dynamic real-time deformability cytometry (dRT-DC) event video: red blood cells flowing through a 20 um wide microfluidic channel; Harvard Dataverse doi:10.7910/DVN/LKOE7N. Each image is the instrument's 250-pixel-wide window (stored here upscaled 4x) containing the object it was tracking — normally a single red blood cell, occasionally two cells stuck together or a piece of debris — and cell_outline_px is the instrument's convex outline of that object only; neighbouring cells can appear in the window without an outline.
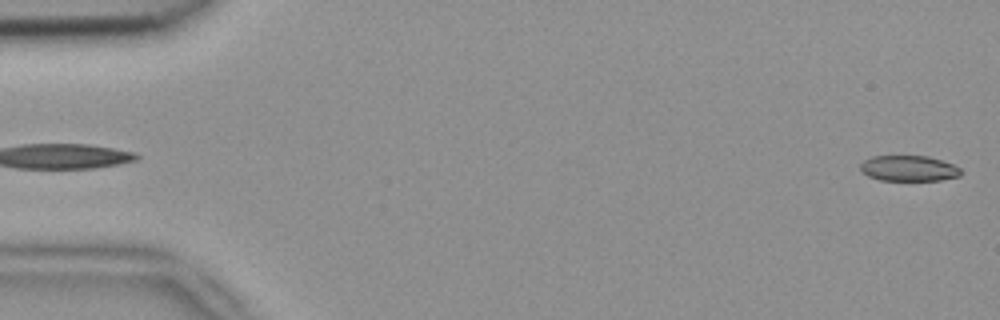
{"species": "common noctule bat (a hibernating species)", "species_latin": "Nyctalus noctula", "temperature_condition": "room temperature", "stored_images_in_passage": 5, "segment_of_instrument_passage": [2, 2], "camera_frame_rate_fps": 3000, "um_per_image_px": 0.085, "animal": {"sex": "female", "body_mass_g": 18.4}, "frame": {"image": 1, "passage_image": 5, "time_ms": 1.333, "image_size_px": [1000, 320], "cell_outline_px": [[960, 176], [940, 180], [880, 180], [868, 176], [860, 168], [860, 164], [864, 160], [872, 156], [928, 156], [952, 164], [960, 168]], "centroid_in_image_um": [77.23, 14.31], "position_along_channel_um": 7.8, "area_um2": 14.85}}